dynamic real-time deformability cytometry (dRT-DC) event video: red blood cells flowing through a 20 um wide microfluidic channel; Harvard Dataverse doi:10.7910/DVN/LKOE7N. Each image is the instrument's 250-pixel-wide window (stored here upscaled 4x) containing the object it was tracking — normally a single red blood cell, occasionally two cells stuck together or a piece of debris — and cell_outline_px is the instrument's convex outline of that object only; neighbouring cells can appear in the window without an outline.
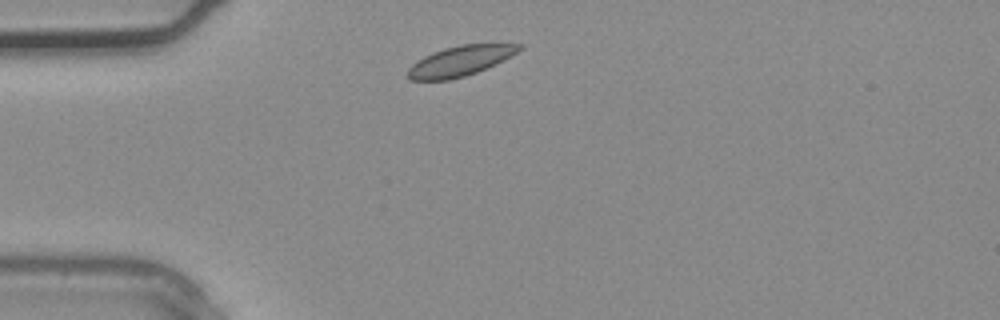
{"species": "common noctule bat (a hibernating species)", "species_latin": "Nyctalus noctula", "temperature_condition": "warm", "stored_images_in_passage": 1, "camera_frame_rate_fps": 3000, "um_per_image_px": 0.085, "animal": {"sex": "male", "body_mass_g": 20.4}, "frame": {"image": 1, "passage_image": 1, "time_ms": 0.0, "image_size_px": [1000, 320], "cell_outline_px": [[524, 48], [496, 64], [476, 72], [464, 76], [448, 80], [408, 80], [408, 68], [412, 64], [424, 56], [432, 52], [444, 48], [460, 44], [524, 44]], "centroid_in_image_um": [39.11, 5.17], "position_along_channel_um": 45.9, "area_um2": 19.48}}